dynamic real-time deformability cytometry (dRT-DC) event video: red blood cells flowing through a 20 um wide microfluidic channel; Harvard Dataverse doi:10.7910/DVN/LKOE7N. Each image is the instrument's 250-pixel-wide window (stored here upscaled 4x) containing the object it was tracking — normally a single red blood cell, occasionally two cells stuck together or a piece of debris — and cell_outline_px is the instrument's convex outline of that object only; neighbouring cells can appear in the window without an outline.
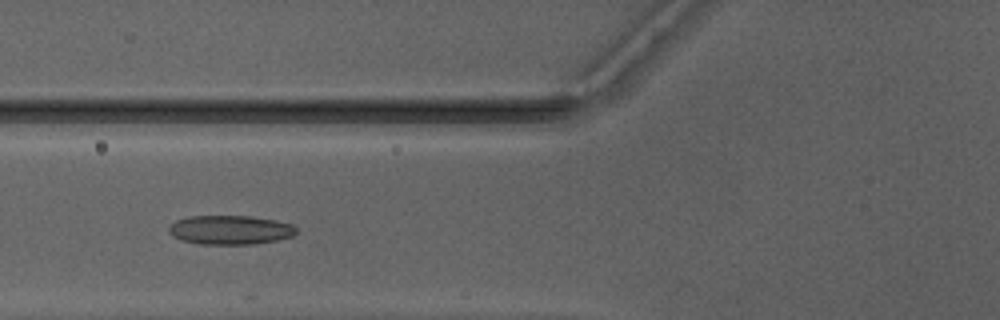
{"species": "Egyptian fruit bat (a non-hibernating species)", "species_latin": "Rousettus aegyptiacus", "temperature_condition": "warm", "stored_images_in_passage": 23, "camera_frame_rate_fps": 3000, "um_per_image_px": 0.085, "animal": {"sex": "male"}, "frame": {"image": 1, "passage_image": 16, "time_ms": 5.0, "image_size_px": [1000, 320], "cell_outline_px": [[296, 232], [292, 236], [276, 240], [252, 244], [200, 244], [180, 240], [172, 236], [168, 232], [168, 228], [176, 220], [188, 216], [252, 216], [276, 220], [292, 224], [296, 228]], "centroid_in_image_um": [19.54, 19.54], "position_along_channel_um": 106.3, "area_um2": 21.68}}